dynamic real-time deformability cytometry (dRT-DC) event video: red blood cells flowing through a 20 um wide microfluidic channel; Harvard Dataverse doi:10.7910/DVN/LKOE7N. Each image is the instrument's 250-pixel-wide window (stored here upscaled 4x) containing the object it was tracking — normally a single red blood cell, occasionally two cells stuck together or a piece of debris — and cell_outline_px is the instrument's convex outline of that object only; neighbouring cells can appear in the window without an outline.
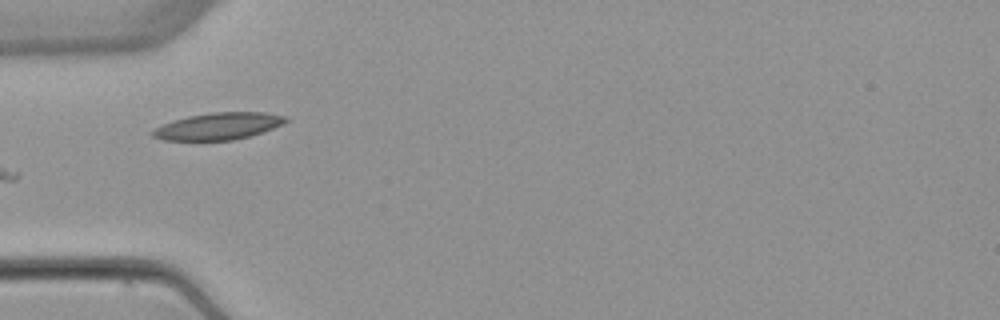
{"species": "common noctule bat (a hibernating species)", "species_latin": "Nyctalus noctula", "temperature_condition": "warm", "stored_images_in_passage": 4, "camera_frame_rate_fps": 3000, "um_per_image_px": 0.085, "animal": {"sex": "female", "body_mass_g": 22.7, "forearm_length_mm": 54.2}, "frame": {"image": 1, "passage_image": 3, "time_ms": 3.0, "image_size_px": [1000, 320], "cell_outline_px": [[288, 120], [284, 124], [248, 136], [232, 140], [164, 140], [152, 136], [148, 132], [152, 128], [188, 116], [212, 112], [264, 112], [288, 116]], "centroid_in_image_um": [18.54, 10.72], "position_along_channel_um": 66.5, "area_um2": 20.81}}
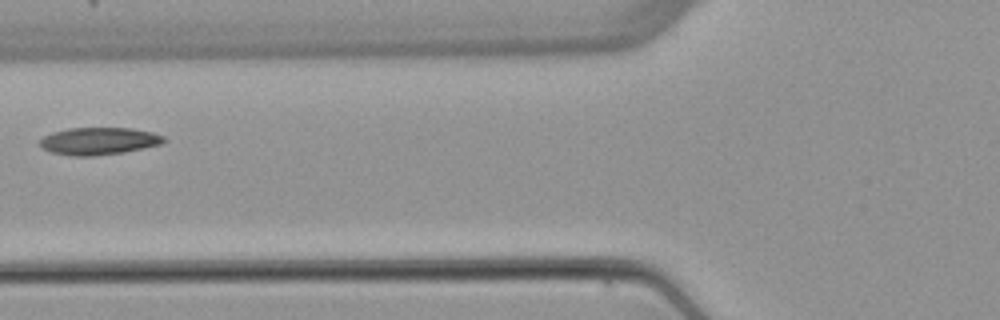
{"frame": {"image": 2, "passage_image": 4, "time_ms": 4.333, "image_size_px": [1000, 320], "cell_outline_px": [[168, 140], [160, 144], [144, 148], [124, 152], [92, 156], [72, 156], [52, 152], [40, 148], [40, 140], [44, 136], [52, 132], [68, 128], [132, 128], [152, 132], [164, 136]], "centroid_in_image_um": [8.4, 11.99], "position_along_channel_um": 117.4, "area_um2": 19.83}}